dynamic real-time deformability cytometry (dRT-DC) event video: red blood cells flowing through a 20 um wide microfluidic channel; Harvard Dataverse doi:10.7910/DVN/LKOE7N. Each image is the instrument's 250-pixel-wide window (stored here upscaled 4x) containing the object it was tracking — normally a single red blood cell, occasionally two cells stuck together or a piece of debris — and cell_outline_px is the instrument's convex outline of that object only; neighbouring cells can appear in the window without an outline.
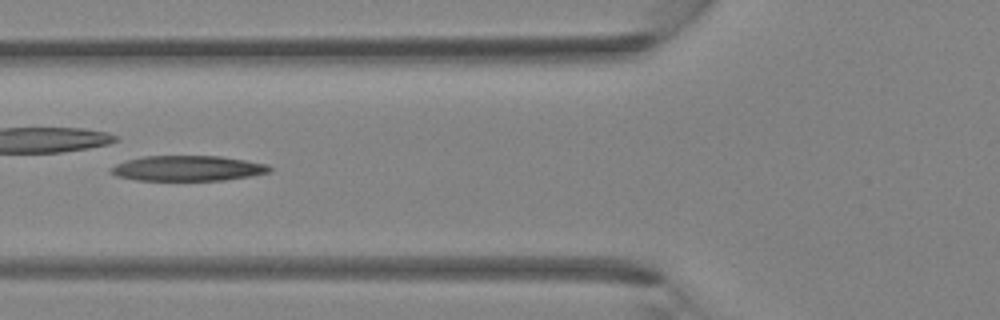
{"species": "Egyptian fruit bat (a non-hibernating species)", "species_latin": "Rousettus aegyptiacus", "temperature_condition": "room temperature", "stored_images_in_passage": 34, "camera_frame_rate_fps": 3000, "um_per_image_px": 0.085, "animal": {"sex": "female"}, "frame": {"image": 1, "passage_image": 10, "time_ms": 3.0, "image_size_px": [1000, 320], "cell_outline_px": [[272, 172], [224, 180], [136, 180], [116, 176], [108, 172], [108, 168], [116, 164], [128, 160], [144, 156], [220, 156], [268, 164], [272, 168]], "centroid_in_image_um": [15.93, 14.31], "position_along_channel_um": 109.9, "area_um2": 23.41}}
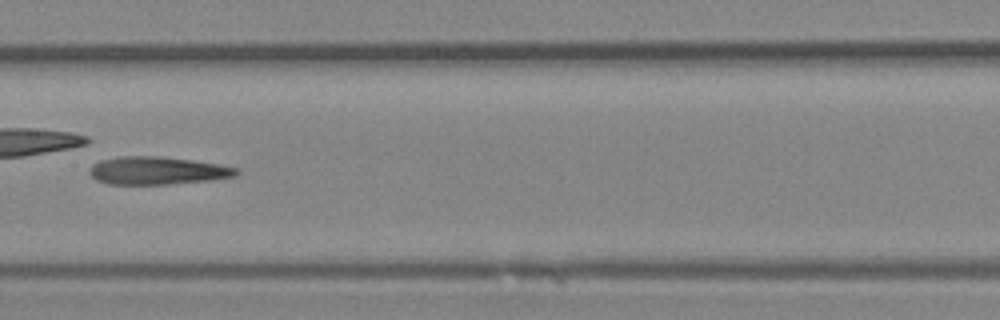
{"frame": {"image": 2, "passage_image": 15, "time_ms": 4.667, "image_size_px": [1000, 320], "cell_outline_px": [[240, 172], [236, 176], [208, 180], [168, 184], [108, 184], [96, 180], [88, 172], [88, 168], [92, 164], [100, 160], [120, 156], [160, 156], [192, 160], [216, 164], [236, 168]], "centroid_in_image_um": [13.31, 14.5], "position_along_channel_um": 194.1, "area_um2": 23.76}}
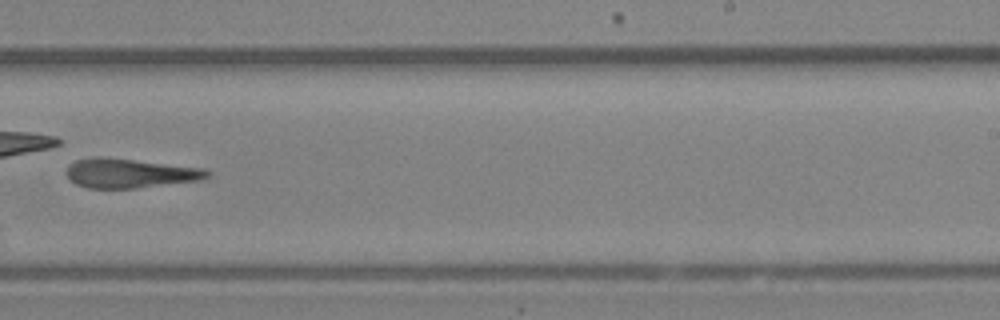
{"frame": {"image": 3, "passage_image": 20, "time_ms": 6.333, "image_size_px": [1000, 320], "cell_outline_px": [[212, 176], [200, 180], [136, 188], [88, 188], [76, 184], [64, 172], [68, 164], [76, 160], [96, 156], [104, 156], [204, 168], [212, 172]], "centroid_in_image_um": [11.04, 14.71], "position_along_channel_um": 278.0, "area_um2": 24.33}}